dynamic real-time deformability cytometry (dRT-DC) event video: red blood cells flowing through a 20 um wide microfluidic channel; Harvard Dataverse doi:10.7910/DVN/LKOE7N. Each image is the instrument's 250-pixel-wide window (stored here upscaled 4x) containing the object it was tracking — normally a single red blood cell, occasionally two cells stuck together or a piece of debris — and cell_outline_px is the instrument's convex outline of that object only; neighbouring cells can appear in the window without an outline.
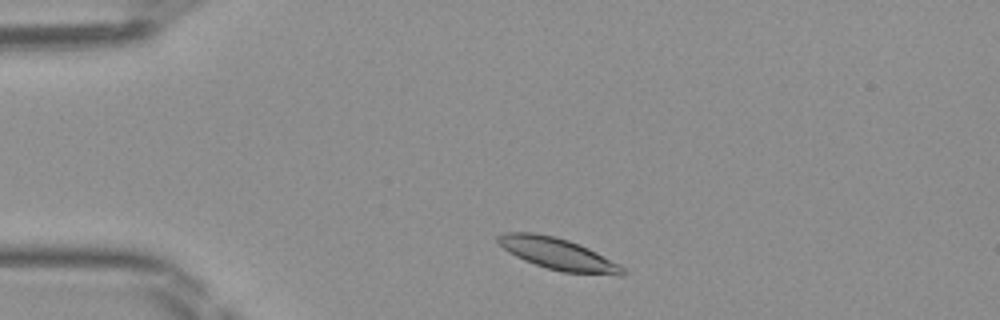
{"species": "Egyptian fruit bat (a non-hibernating species)", "species_latin": "Rousettus aegyptiacus", "temperature_condition": "room temperature", "stored_images_in_passage": 41, "camera_frame_rate_fps": 3000, "um_per_image_px": 0.085, "frame": {"image": 1, "passage_image": 3, "time_ms": 0.667, "image_size_px": [1000, 320], "cell_outline_px": [[624, 276], [620, 276], [560, 272], [524, 260], [508, 252], [496, 240], [496, 236], [504, 232], [532, 232], [556, 236], [580, 244], [620, 264], [624, 268]], "centroid_in_image_um": [47.44, 21.58], "position_along_channel_um": 37.6, "area_um2": 23.12}}
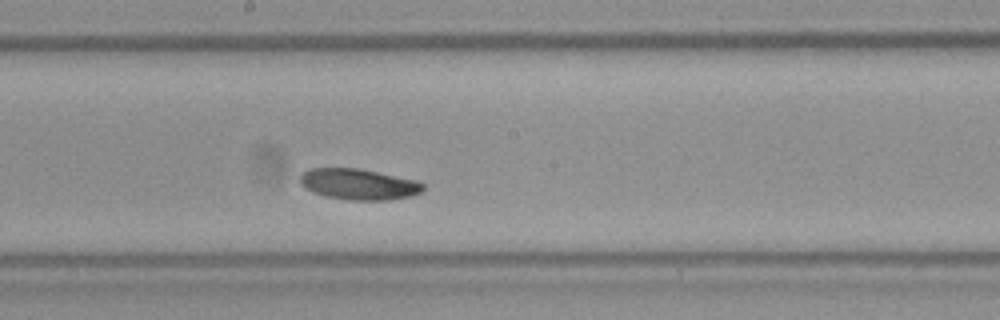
{"frame": {"image": 2, "passage_image": 19, "time_ms": 6.0, "image_size_px": [1000, 320], "cell_outline_px": [[424, 188], [420, 192], [408, 196], [388, 200], [352, 200], [328, 196], [312, 192], [304, 188], [300, 184], [300, 176], [304, 172], [312, 168], [356, 168], [420, 180], [424, 184]], "centroid_in_image_um": [30.5, 15.65], "position_along_channel_um": 217.7, "area_um2": 22.08}}
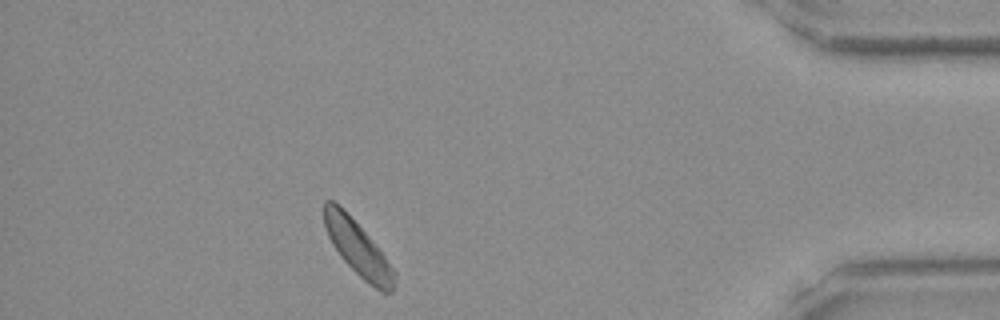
{"frame": {"image": 3, "passage_image": 36, "time_ms": 11.667, "image_size_px": [1000, 320], "cell_outline_px": [[396, 276], [392, 292], [380, 292], [364, 280], [340, 256], [332, 244], [328, 236], [324, 224], [324, 200], [332, 200], [368, 236], [384, 256], [396, 272]], "centroid_in_image_um": [30.42, 21.16], "position_along_channel_um": 404.8, "area_um2": 21.5}}